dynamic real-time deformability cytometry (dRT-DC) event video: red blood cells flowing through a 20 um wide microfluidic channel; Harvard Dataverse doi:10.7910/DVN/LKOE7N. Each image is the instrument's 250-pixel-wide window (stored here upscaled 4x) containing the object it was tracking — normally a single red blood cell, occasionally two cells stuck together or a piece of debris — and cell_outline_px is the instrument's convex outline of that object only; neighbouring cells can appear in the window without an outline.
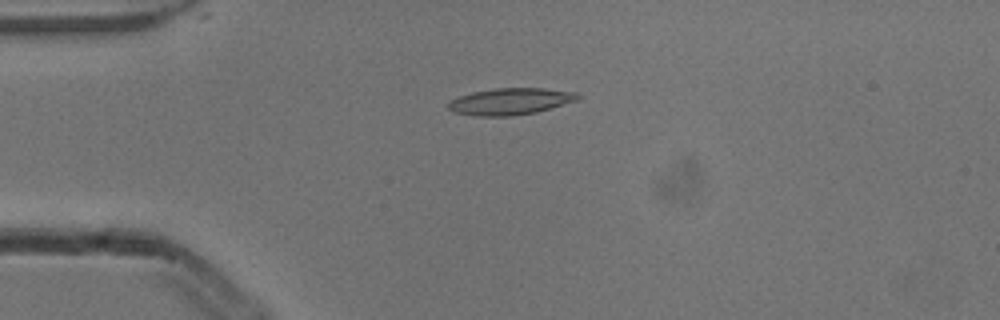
{"species": "common noctule bat (a hibernating species)", "species_latin": "Nyctalus noctula", "temperature_condition": "cold", "stored_images_in_passage": 4, "camera_frame_rate_fps": 3000, "um_per_image_px": 0.085, "animal": {"sex": "male", "body_mass_g": 13.3}, "frame": {"image": 1, "passage_image": 4, "time_ms": 1.0, "image_size_px": [1000, 320], "cell_outline_px": [[580, 100], [536, 112], [512, 116], [476, 116], [456, 112], [448, 108], [448, 104], [452, 100], [460, 96], [472, 92], [496, 88], [544, 88], [576, 92], [580, 96]], "centroid_in_image_um": [43.43, 8.62], "position_along_channel_um": 41.6, "area_um2": 20.06}}